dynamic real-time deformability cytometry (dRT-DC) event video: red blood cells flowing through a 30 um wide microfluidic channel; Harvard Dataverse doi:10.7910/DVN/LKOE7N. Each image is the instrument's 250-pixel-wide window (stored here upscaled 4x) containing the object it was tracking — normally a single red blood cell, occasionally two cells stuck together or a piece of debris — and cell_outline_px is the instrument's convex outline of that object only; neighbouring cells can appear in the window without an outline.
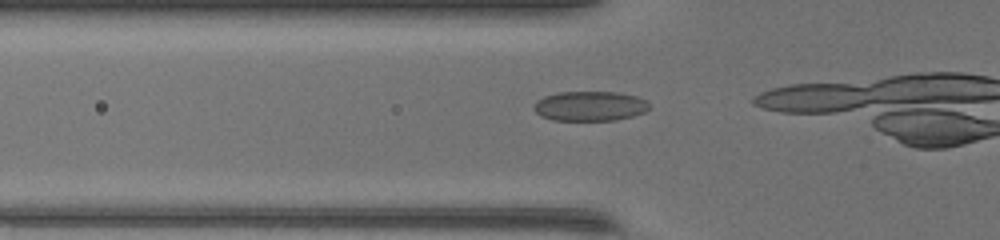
{"species": "common noctule bat (a hibernating species)", "species_latin": "Nyctalus noctula", "temperature_condition": "warm", "stored_images_in_passage": 15, "camera_frame_rate_fps": 3000, "um_per_image_px": 0.085, "animal": {"sex": "female", "body_mass_g": 17.0, "forearm_length_mm": 48.0}, "frame": {"image": 1, "passage_image": 13, "time_ms": 4.0, "image_size_px": [1000, 240], "cell_outline_px": [[648, 108], [644, 112], [632, 116], [616, 120], [552, 120], [540, 116], [532, 108], [532, 104], [536, 100], [544, 96], [560, 92], [620, 92], [636, 96], [648, 100]], "centroid_in_image_um": [50.11, 9.01], "position_along_channel_um": 75.7, "area_um2": 20.17}}